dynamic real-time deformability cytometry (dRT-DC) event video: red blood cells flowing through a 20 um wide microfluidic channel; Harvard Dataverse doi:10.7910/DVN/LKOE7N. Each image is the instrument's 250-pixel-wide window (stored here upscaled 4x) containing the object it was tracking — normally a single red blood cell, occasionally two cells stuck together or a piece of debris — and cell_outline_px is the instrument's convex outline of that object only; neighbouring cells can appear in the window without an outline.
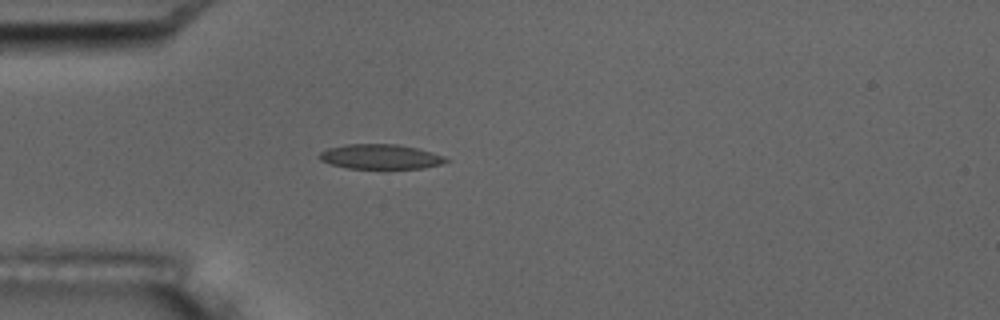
{"species": "common noctule bat (a hibernating species)", "species_latin": "Nyctalus noctula", "temperature_condition": "room temperature", "stored_images_in_passage": 4, "camera_frame_rate_fps": 3000, "um_per_image_px": 0.085, "animal": {"sex": "male", "body_mass_g": 17.5, "forearm_length_mm": 52.3}, "frame": {"image": 1, "passage_image": 4, "time_ms": 3.333, "image_size_px": [1000, 320], "cell_outline_px": [[448, 160], [440, 164], [424, 168], [348, 168], [332, 164], [320, 160], [320, 152], [328, 148], [348, 144], [396, 144], [416, 148], [432, 152], [444, 156]], "centroid_in_image_um": [32.34, 13.31], "position_along_channel_um": 52.7, "area_um2": 17.98}}